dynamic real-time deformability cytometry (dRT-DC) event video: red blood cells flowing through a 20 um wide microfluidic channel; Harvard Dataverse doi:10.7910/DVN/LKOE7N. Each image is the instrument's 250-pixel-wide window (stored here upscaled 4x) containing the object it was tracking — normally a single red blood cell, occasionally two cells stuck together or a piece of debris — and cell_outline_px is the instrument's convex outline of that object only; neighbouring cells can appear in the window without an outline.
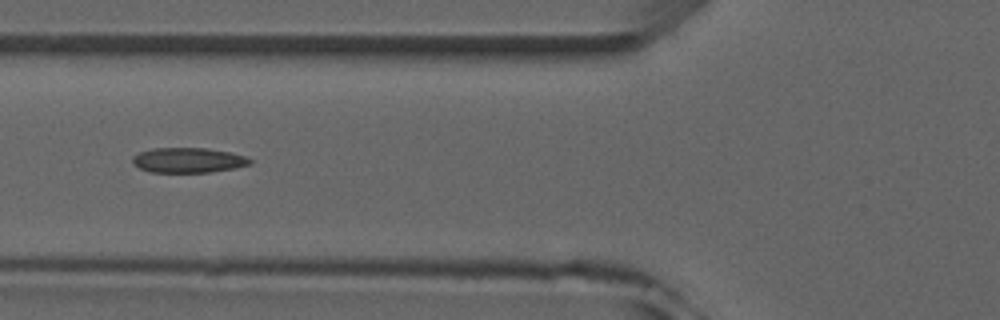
{"species": "common noctule bat (a hibernating species)", "species_latin": "Nyctalus noctula", "temperature_condition": "room temperature", "stored_images_in_passage": 7, "camera_frame_rate_fps": 3000, "um_per_image_px": 0.085, "animal": {"sex": "male", "forearm_length_mm": 52.5}, "frame": {"image": 1, "passage_image": 6, "time_ms": 6.0, "image_size_px": [1000, 320], "cell_outline_px": [[252, 160], [248, 164], [236, 168], [208, 172], [152, 172], [140, 168], [132, 164], [132, 156], [140, 152], [152, 148], [208, 148], [228, 152], [244, 156]], "centroid_in_image_um": [15.95, 13.61], "position_along_channel_um": 109.8, "area_um2": 16.99}}
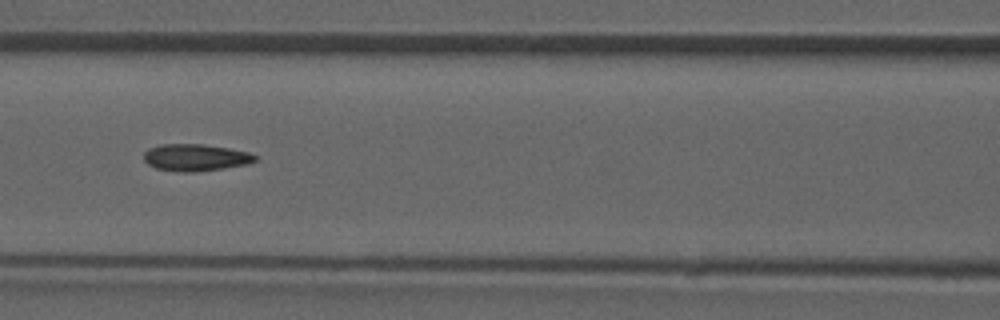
{"frame": {"image": 2, "passage_image": 7, "time_ms": 7.0, "image_size_px": [1000, 320], "cell_outline_px": [[256, 160], [248, 164], [192, 172], [180, 172], [156, 168], [148, 164], [144, 160], [144, 152], [148, 148], [160, 144], [204, 144], [228, 148], [248, 152], [256, 156]], "centroid_in_image_um": [16.58, 13.38], "position_along_channel_um": 150.0, "area_um2": 17.34}}